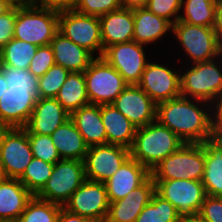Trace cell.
Listing matches in <instances>:
<instances>
[{"label": "cell", "mask_w": 222, "mask_h": 222, "mask_svg": "<svg viewBox=\"0 0 222 222\" xmlns=\"http://www.w3.org/2000/svg\"><path fill=\"white\" fill-rule=\"evenodd\" d=\"M211 109V103L180 96L156 104V120L185 143H202L212 138Z\"/></svg>", "instance_id": "cell-1"}, {"label": "cell", "mask_w": 222, "mask_h": 222, "mask_svg": "<svg viewBox=\"0 0 222 222\" xmlns=\"http://www.w3.org/2000/svg\"><path fill=\"white\" fill-rule=\"evenodd\" d=\"M185 142L157 120L138 127L130 151V157L150 171L167 156L176 152Z\"/></svg>", "instance_id": "cell-2"}, {"label": "cell", "mask_w": 222, "mask_h": 222, "mask_svg": "<svg viewBox=\"0 0 222 222\" xmlns=\"http://www.w3.org/2000/svg\"><path fill=\"white\" fill-rule=\"evenodd\" d=\"M59 10L35 4L16 7L13 38L36 46L51 43L58 32Z\"/></svg>", "instance_id": "cell-3"}, {"label": "cell", "mask_w": 222, "mask_h": 222, "mask_svg": "<svg viewBox=\"0 0 222 222\" xmlns=\"http://www.w3.org/2000/svg\"><path fill=\"white\" fill-rule=\"evenodd\" d=\"M190 65H192L191 68H189V64L185 67V69L188 67L186 72L180 71L181 96L211 104L222 99L221 57Z\"/></svg>", "instance_id": "cell-4"}, {"label": "cell", "mask_w": 222, "mask_h": 222, "mask_svg": "<svg viewBox=\"0 0 222 222\" xmlns=\"http://www.w3.org/2000/svg\"><path fill=\"white\" fill-rule=\"evenodd\" d=\"M205 168V149L201 143H184L151 171L153 180L186 179L201 181Z\"/></svg>", "instance_id": "cell-5"}, {"label": "cell", "mask_w": 222, "mask_h": 222, "mask_svg": "<svg viewBox=\"0 0 222 222\" xmlns=\"http://www.w3.org/2000/svg\"><path fill=\"white\" fill-rule=\"evenodd\" d=\"M90 104H112L129 85L102 57H96L84 71Z\"/></svg>", "instance_id": "cell-6"}, {"label": "cell", "mask_w": 222, "mask_h": 222, "mask_svg": "<svg viewBox=\"0 0 222 222\" xmlns=\"http://www.w3.org/2000/svg\"><path fill=\"white\" fill-rule=\"evenodd\" d=\"M85 180L84 161L61 159L54 164L50 178L36 196L64 206Z\"/></svg>", "instance_id": "cell-7"}, {"label": "cell", "mask_w": 222, "mask_h": 222, "mask_svg": "<svg viewBox=\"0 0 222 222\" xmlns=\"http://www.w3.org/2000/svg\"><path fill=\"white\" fill-rule=\"evenodd\" d=\"M58 32L96 57H102L100 20L98 16L84 15L71 9L59 10Z\"/></svg>", "instance_id": "cell-8"}, {"label": "cell", "mask_w": 222, "mask_h": 222, "mask_svg": "<svg viewBox=\"0 0 222 222\" xmlns=\"http://www.w3.org/2000/svg\"><path fill=\"white\" fill-rule=\"evenodd\" d=\"M172 33L185 55L190 57L189 64L211 61L219 57L220 46L213 27L191 25L178 20L172 25Z\"/></svg>", "instance_id": "cell-9"}, {"label": "cell", "mask_w": 222, "mask_h": 222, "mask_svg": "<svg viewBox=\"0 0 222 222\" xmlns=\"http://www.w3.org/2000/svg\"><path fill=\"white\" fill-rule=\"evenodd\" d=\"M155 192L169 201L183 219L197 216L206 193L203 183L196 180H154Z\"/></svg>", "instance_id": "cell-10"}, {"label": "cell", "mask_w": 222, "mask_h": 222, "mask_svg": "<svg viewBox=\"0 0 222 222\" xmlns=\"http://www.w3.org/2000/svg\"><path fill=\"white\" fill-rule=\"evenodd\" d=\"M1 177L19 179L34 158L24 128H6L0 137Z\"/></svg>", "instance_id": "cell-11"}, {"label": "cell", "mask_w": 222, "mask_h": 222, "mask_svg": "<svg viewBox=\"0 0 222 222\" xmlns=\"http://www.w3.org/2000/svg\"><path fill=\"white\" fill-rule=\"evenodd\" d=\"M63 208L72 214L80 215L96 222H105L109 210L105 184L85 180L71 195Z\"/></svg>", "instance_id": "cell-12"}, {"label": "cell", "mask_w": 222, "mask_h": 222, "mask_svg": "<svg viewBox=\"0 0 222 222\" xmlns=\"http://www.w3.org/2000/svg\"><path fill=\"white\" fill-rule=\"evenodd\" d=\"M145 45L135 41L114 44L107 47L102 58L115 68L128 84H138L149 60Z\"/></svg>", "instance_id": "cell-13"}, {"label": "cell", "mask_w": 222, "mask_h": 222, "mask_svg": "<svg viewBox=\"0 0 222 222\" xmlns=\"http://www.w3.org/2000/svg\"><path fill=\"white\" fill-rule=\"evenodd\" d=\"M129 157V149L119 145L104 144L88 147L84 159L86 180L106 182Z\"/></svg>", "instance_id": "cell-14"}, {"label": "cell", "mask_w": 222, "mask_h": 222, "mask_svg": "<svg viewBox=\"0 0 222 222\" xmlns=\"http://www.w3.org/2000/svg\"><path fill=\"white\" fill-rule=\"evenodd\" d=\"M156 104L181 96L180 72L149 61L137 84Z\"/></svg>", "instance_id": "cell-15"}, {"label": "cell", "mask_w": 222, "mask_h": 222, "mask_svg": "<svg viewBox=\"0 0 222 222\" xmlns=\"http://www.w3.org/2000/svg\"><path fill=\"white\" fill-rule=\"evenodd\" d=\"M36 101L30 88L9 86L0 98V122L6 128H24Z\"/></svg>", "instance_id": "cell-16"}, {"label": "cell", "mask_w": 222, "mask_h": 222, "mask_svg": "<svg viewBox=\"0 0 222 222\" xmlns=\"http://www.w3.org/2000/svg\"><path fill=\"white\" fill-rule=\"evenodd\" d=\"M112 104L137 128L156 120V103L137 84H129Z\"/></svg>", "instance_id": "cell-17"}, {"label": "cell", "mask_w": 222, "mask_h": 222, "mask_svg": "<svg viewBox=\"0 0 222 222\" xmlns=\"http://www.w3.org/2000/svg\"><path fill=\"white\" fill-rule=\"evenodd\" d=\"M155 193V182L150 176L142 185L133 189L123 199L109 203L105 222H135Z\"/></svg>", "instance_id": "cell-18"}, {"label": "cell", "mask_w": 222, "mask_h": 222, "mask_svg": "<svg viewBox=\"0 0 222 222\" xmlns=\"http://www.w3.org/2000/svg\"><path fill=\"white\" fill-rule=\"evenodd\" d=\"M151 176V171L129 157L106 182L109 203L123 199L133 189L142 185Z\"/></svg>", "instance_id": "cell-19"}, {"label": "cell", "mask_w": 222, "mask_h": 222, "mask_svg": "<svg viewBox=\"0 0 222 222\" xmlns=\"http://www.w3.org/2000/svg\"><path fill=\"white\" fill-rule=\"evenodd\" d=\"M69 119L70 113L55 98H37L24 129L27 133L51 135Z\"/></svg>", "instance_id": "cell-20"}, {"label": "cell", "mask_w": 222, "mask_h": 222, "mask_svg": "<svg viewBox=\"0 0 222 222\" xmlns=\"http://www.w3.org/2000/svg\"><path fill=\"white\" fill-rule=\"evenodd\" d=\"M103 51L114 44L133 41V9L120 8L99 16Z\"/></svg>", "instance_id": "cell-21"}, {"label": "cell", "mask_w": 222, "mask_h": 222, "mask_svg": "<svg viewBox=\"0 0 222 222\" xmlns=\"http://www.w3.org/2000/svg\"><path fill=\"white\" fill-rule=\"evenodd\" d=\"M34 195L13 178H0V222H16Z\"/></svg>", "instance_id": "cell-22"}, {"label": "cell", "mask_w": 222, "mask_h": 222, "mask_svg": "<svg viewBox=\"0 0 222 222\" xmlns=\"http://www.w3.org/2000/svg\"><path fill=\"white\" fill-rule=\"evenodd\" d=\"M50 45L55 63L70 72H84L96 58L87 49L78 46L59 32L54 35Z\"/></svg>", "instance_id": "cell-23"}, {"label": "cell", "mask_w": 222, "mask_h": 222, "mask_svg": "<svg viewBox=\"0 0 222 222\" xmlns=\"http://www.w3.org/2000/svg\"><path fill=\"white\" fill-rule=\"evenodd\" d=\"M70 119L74 122L88 147L107 144L106 131L101 117V105L83 106L73 111L70 114Z\"/></svg>", "instance_id": "cell-24"}, {"label": "cell", "mask_w": 222, "mask_h": 222, "mask_svg": "<svg viewBox=\"0 0 222 222\" xmlns=\"http://www.w3.org/2000/svg\"><path fill=\"white\" fill-rule=\"evenodd\" d=\"M134 35L133 41L149 45L156 41L167 32H172V24L163 17L157 16L146 7L133 8Z\"/></svg>", "instance_id": "cell-25"}, {"label": "cell", "mask_w": 222, "mask_h": 222, "mask_svg": "<svg viewBox=\"0 0 222 222\" xmlns=\"http://www.w3.org/2000/svg\"><path fill=\"white\" fill-rule=\"evenodd\" d=\"M101 117L106 131L107 144L130 149L137 127L113 104L101 105Z\"/></svg>", "instance_id": "cell-26"}, {"label": "cell", "mask_w": 222, "mask_h": 222, "mask_svg": "<svg viewBox=\"0 0 222 222\" xmlns=\"http://www.w3.org/2000/svg\"><path fill=\"white\" fill-rule=\"evenodd\" d=\"M205 149V168L201 182L206 195L222 197V143L210 138L201 143Z\"/></svg>", "instance_id": "cell-27"}, {"label": "cell", "mask_w": 222, "mask_h": 222, "mask_svg": "<svg viewBox=\"0 0 222 222\" xmlns=\"http://www.w3.org/2000/svg\"><path fill=\"white\" fill-rule=\"evenodd\" d=\"M50 136L61 159L84 161L88 146L71 119L59 126Z\"/></svg>", "instance_id": "cell-28"}, {"label": "cell", "mask_w": 222, "mask_h": 222, "mask_svg": "<svg viewBox=\"0 0 222 222\" xmlns=\"http://www.w3.org/2000/svg\"><path fill=\"white\" fill-rule=\"evenodd\" d=\"M55 99L70 114L90 104L84 72H70Z\"/></svg>", "instance_id": "cell-29"}, {"label": "cell", "mask_w": 222, "mask_h": 222, "mask_svg": "<svg viewBox=\"0 0 222 222\" xmlns=\"http://www.w3.org/2000/svg\"><path fill=\"white\" fill-rule=\"evenodd\" d=\"M220 0H182L179 21L191 25L214 27Z\"/></svg>", "instance_id": "cell-30"}, {"label": "cell", "mask_w": 222, "mask_h": 222, "mask_svg": "<svg viewBox=\"0 0 222 222\" xmlns=\"http://www.w3.org/2000/svg\"><path fill=\"white\" fill-rule=\"evenodd\" d=\"M177 209L156 192L151 201L143 208L135 222H183Z\"/></svg>", "instance_id": "cell-31"}, {"label": "cell", "mask_w": 222, "mask_h": 222, "mask_svg": "<svg viewBox=\"0 0 222 222\" xmlns=\"http://www.w3.org/2000/svg\"><path fill=\"white\" fill-rule=\"evenodd\" d=\"M37 48L36 45L13 38L0 50L2 66L28 69Z\"/></svg>", "instance_id": "cell-32"}, {"label": "cell", "mask_w": 222, "mask_h": 222, "mask_svg": "<svg viewBox=\"0 0 222 222\" xmlns=\"http://www.w3.org/2000/svg\"><path fill=\"white\" fill-rule=\"evenodd\" d=\"M62 207L33 196L16 222H57Z\"/></svg>", "instance_id": "cell-33"}, {"label": "cell", "mask_w": 222, "mask_h": 222, "mask_svg": "<svg viewBox=\"0 0 222 222\" xmlns=\"http://www.w3.org/2000/svg\"><path fill=\"white\" fill-rule=\"evenodd\" d=\"M54 164L44 162L41 159L33 158L26 167L25 172L19 181L36 196L45 186L53 172Z\"/></svg>", "instance_id": "cell-34"}, {"label": "cell", "mask_w": 222, "mask_h": 222, "mask_svg": "<svg viewBox=\"0 0 222 222\" xmlns=\"http://www.w3.org/2000/svg\"><path fill=\"white\" fill-rule=\"evenodd\" d=\"M69 70L54 64L46 73L38 78L37 98H55L66 81Z\"/></svg>", "instance_id": "cell-35"}, {"label": "cell", "mask_w": 222, "mask_h": 222, "mask_svg": "<svg viewBox=\"0 0 222 222\" xmlns=\"http://www.w3.org/2000/svg\"><path fill=\"white\" fill-rule=\"evenodd\" d=\"M28 139L34 158L41 159L50 164H55L61 160L50 135L28 133Z\"/></svg>", "instance_id": "cell-36"}, {"label": "cell", "mask_w": 222, "mask_h": 222, "mask_svg": "<svg viewBox=\"0 0 222 222\" xmlns=\"http://www.w3.org/2000/svg\"><path fill=\"white\" fill-rule=\"evenodd\" d=\"M1 71L8 86L30 88V90L37 96L38 78L34 76L29 69L2 66Z\"/></svg>", "instance_id": "cell-37"}, {"label": "cell", "mask_w": 222, "mask_h": 222, "mask_svg": "<svg viewBox=\"0 0 222 222\" xmlns=\"http://www.w3.org/2000/svg\"><path fill=\"white\" fill-rule=\"evenodd\" d=\"M120 8V0H77L72 9L84 15L99 17Z\"/></svg>", "instance_id": "cell-38"}, {"label": "cell", "mask_w": 222, "mask_h": 222, "mask_svg": "<svg viewBox=\"0 0 222 222\" xmlns=\"http://www.w3.org/2000/svg\"><path fill=\"white\" fill-rule=\"evenodd\" d=\"M182 0H149L145 6L153 14L163 17L172 25L175 24L180 17Z\"/></svg>", "instance_id": "cell-39"}, {"label": "cell", "mask_w": 222, "mask_h": 222, "mask_svg": "<svg viewBox=\"0 0 222 222\" xmlns=\"http://www.w3.org/2000/svg\"><path fill=\"white\" fill-rule=\"evenodd\" d=\"M55 63L54 53L50 44L39 46L33 56L29 71L37 78L42 77Z\"/></svg>", "instance_id": "cell-40"}, {"label": "cell", "mask_w": 222, "mask_h": 222, "mask_svg": "<svg viewBox=\"0 0 222 222\" xmlns=\"http://www.w3.org/2000/svg\"><path fill=\"white\" fill-rule=\"evenodd\" d=\"M197 217L205 222H222V197L206 195Z\"/></svg>", "instance_id": "cell-41"}, {"label": "cell", "mask_w": 222, "mask_h": 222, "mask_svg": "<svg viewBox=\"0 0 222 222\" xmlns=\"http://www.w3.org/2000/svg\"><path fill=\"white\" fill-rule=\"evenodd\" d=\"M16 22V6L0 15V50L13 39Z\"/></svg>", "instance_id": "cell-42"}, {"label": "cell", "mask_w": 222, "mask_h": 222, "mask_svg": "<svg viewBox=\"0 0 222 222\" xmlns=\"http://www.w3.org/2000/svg\"><path fill=\"white\" fill-rule=\"evenodd\" d=\"M222 137V99L212 104V138Z\"/></svg>", "instance_id": "cell-43"}, {"label": "cell", "mask_w": 222, "mask_h": 222, "mask_svg": "<svg viewBox=\"0 0 222 222\" xmlns=\"http://www.w3.org/2000/svg\"><path fill=\"white\" fill-rule=\"evenodd\" d=\"M36 1L38 5L61 10V9L73 8L77 0H36Z\"/></svg>", "instance_id": "cell-44"}, {"label": "cell", "mask_w": 222, "mask_h": 222, "mask_svg": "<svg viewBox=\"0 0 222 222\" xmlns=\"http://www.w3.org/2000/svg\"><path fill=\"white\" fill-rule=\"evenodd\" d=\"M57 222H96V221L82 217L80 215L72 214L62 207L60 209Z\"/></svg>", "instance_id": "cell-45"}, {"label": "cell", "mask_w": 222, "mask_h": 222, "mask_svg": "<svg viewBox=\"0 0 222 222\" xmlns=\"http://www.w3.org/2000/svg\"><path fill=\"white\" fill-rule=\"evenodd\" d=\"M214 32L217 38L219 46L222 44V0L219 1V5L216 11Z\"/></svg>", "instance_id": "cell-46"}, {"label": "cell", "mask_w": 222, "mask_h": 222, "mask_svg": "<svg viewBox=\"0 0 222 222\" xmlns=\"http://www.w3.org/2000/svg\"><path fill=\"white\" fill-rule=\"evenodd\" d=\"M149 0H120L122 8L145 7Z\"/></svg>", "instance_id": "cell-47"}, {"label": "cell", "mask_w": 222, "mask_h": 222, "mask_svg": "<svg viewBox=\"0 0 222 222\" xmlns=\"http://www.w3.org/2000/svg\"><path fill=\"white\" fill-rule=\"evenodd\" d=\"M9 4L16 7L33 6L37 4L36 0H6Z\"/></svg>", "instance_id": "cell-48"}, {"label": "cell", "mask_w": 222, "mask_h": 222, "mask_svg": "<svg viewBox=\"0 0 222 222\" xmlns=\"http://www.w3.org/2000/svg\"><path fill=\"white\" fill-rule=\"evenodd\" d=\"M8 84L6 82V79L2 73V71H0V98L2 97V95L4 94V92H6V90L8 89Z\"/></svg>", "instance_id": "cell-49"}, {"label": "cell", "mask_w": 222, "mask_h": 222, "mask_svg": "<svg viewBox=\"0 0 222 222\" xmlns=\"http://www.w3.org/2000/svg\"><path fill=\"white\" fill-rule=\"evenodd\" d=\"M12 7L6 0H0V15L7 12Z\"/></svg>", "instance_id": "cell-50"}, {"label": "cell", "mask_w": 222, "mask_h": 222, "mask_svg": "<svg viewBox=\"0 0 222 222\" xmlns=\"http://www.w3.org/2000/svg\"><path fill=\"white\" fill-rule=\"evenodd\" d=\"M183 222H205V221L201 220L197 216H194V217H189V218L184 219Z\"/></svg>", "instance_id": "cell-51"}, {"label": "cell", "mask_w": 222, "mask_h": 222, "mask_svg": "<svg viewBox=\"0 0 222 222\" xmlns=\"http://www.w3.org/2000/svg\"><path fill=\"white\" fill-rule=\"evenodd\" d=\"M6 129V127L0 122V137L2 132Z\"/></svg>", "instance_id": "cell-52"}, {"label": "cell", "mask_w": 222, "mask_h": 222, "mask_svg": "<svg viewBox=\"0 0 222 222\" xmlns=\"http://www.w3.org/2000/svg\"><path fill=\"white\" fill-rule=\"evenodd\" d=\"M219 57H221L222 59V44L220 45V49H219Z\"/></svg>", "instance_id": "cell-53"}, {"label": "cell", "mask_w": 222, "mask_h": 222, "mask_svg": "<svg viewBox=\"0 0 222 222\" xmlns=\"http://www.w3.org/2000/svg\"><path fill=\"white\" fill-rule=\"evenodd\" d=\"M1 67H2V59H1V52H0V71H1Z\"/></svg>", "instance_id": "cell-54"}, {"label": "cell", "mask_w": 222, "mask_h": 222, "mask_svg": "<svg viewBox=\"0 0 222 222\" xmlns=\"http://www.w3.org/2000/svg\"><path fill=\"white\" fill-rule=\"evenodd\" d=\"M0 176H1V158H0Z\"/></svg>", "instance_id": "cell-55"}, {"label": "cell", "mask_w": 222, "mask_h": 222, "mask_svg": "<svg viewBox=\"0 0 222 222\" xmlns=\"http://www.w3.org/2000/svg\"><path fill=\"white\" fill-rule=\"evenodd\" d=\"M218 140L222 143V137L218 138Z\"/></svg>", "instance_id": "cell-56"}]
</instances>
